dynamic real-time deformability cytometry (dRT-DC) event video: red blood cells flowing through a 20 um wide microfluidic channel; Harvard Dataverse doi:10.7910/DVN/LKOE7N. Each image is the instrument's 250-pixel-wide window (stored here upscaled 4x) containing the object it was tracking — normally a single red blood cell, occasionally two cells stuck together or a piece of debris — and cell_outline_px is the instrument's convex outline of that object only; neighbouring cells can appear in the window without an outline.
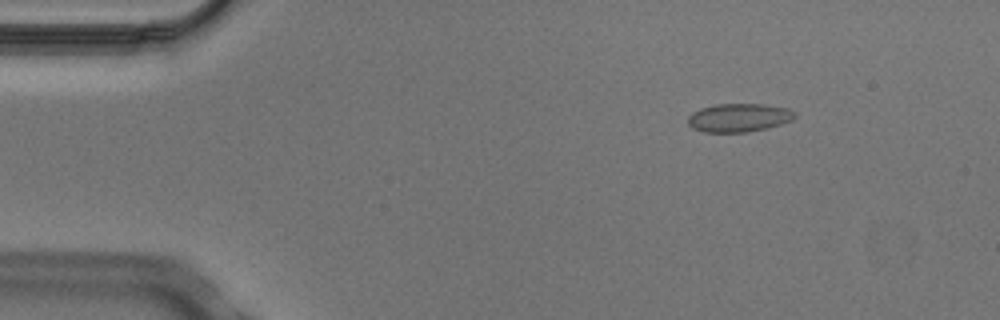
{"species": "Egyptian fruit bat (a non-hibernating species)", "species_latin": "Rousettus aegyptiacus", "temperature_condition": "cold", "stored_images_in_passage": 4, "camera_frame_rate_fps": 3000, "um_per_image_px": 0.085, "animal": {"sex": "male"}, "frame": {"image": 1, "passage_image": 2, "time_ms": 0.333, "image_size_px": [1000, 320], "cell_outline_px": [[796, 116], [792, 120], [768, 128], [748, 132], [704, 132], [692, 128], [688, 124], [688, 116], [692, 112], [700, 108], [716, 104], [764, 104], [788, 108]], "centroid_in_image_um": [62.77, 10.0], "position_along_channel_um": 22.2, "area_um2": 17.74}}